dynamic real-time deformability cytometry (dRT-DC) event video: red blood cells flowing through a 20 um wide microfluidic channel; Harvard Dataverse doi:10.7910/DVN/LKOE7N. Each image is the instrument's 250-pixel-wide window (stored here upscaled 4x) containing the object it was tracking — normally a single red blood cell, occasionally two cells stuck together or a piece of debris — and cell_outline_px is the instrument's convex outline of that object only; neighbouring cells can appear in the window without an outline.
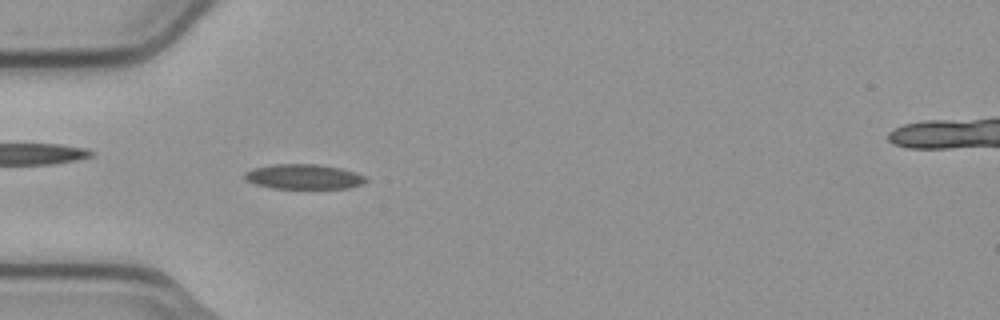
{"species": "common noctule bat (a hibernating species)", "species_latin": "Nyctalus noctula", "temperature_condition": "cold", "stored_images_in_passage": 4, "camera_frame_rate_fps": 3000, "um_per_image_px": 0.085, "animal": {"sex": "male", "body_mass_g": 23.1, "forearm_length_mm": 52.7}, "frame": {"image": 1, "passage_image": 4, "time_ms": 1.0, "image_size_px": [1000, 320], "cell_outline_px": [[368, 180], [364, 184], [348, 188], [272, 188], [256, 184], [244, 180], [244, 172], [252, 168], [272, 164], [320, 164], [340, 168], [356, 172], [364, 176]], "centroid_in_image_um": [25.81, 15.01], "position_along_channel_um": 59.2, "area_um2": 17.74}}